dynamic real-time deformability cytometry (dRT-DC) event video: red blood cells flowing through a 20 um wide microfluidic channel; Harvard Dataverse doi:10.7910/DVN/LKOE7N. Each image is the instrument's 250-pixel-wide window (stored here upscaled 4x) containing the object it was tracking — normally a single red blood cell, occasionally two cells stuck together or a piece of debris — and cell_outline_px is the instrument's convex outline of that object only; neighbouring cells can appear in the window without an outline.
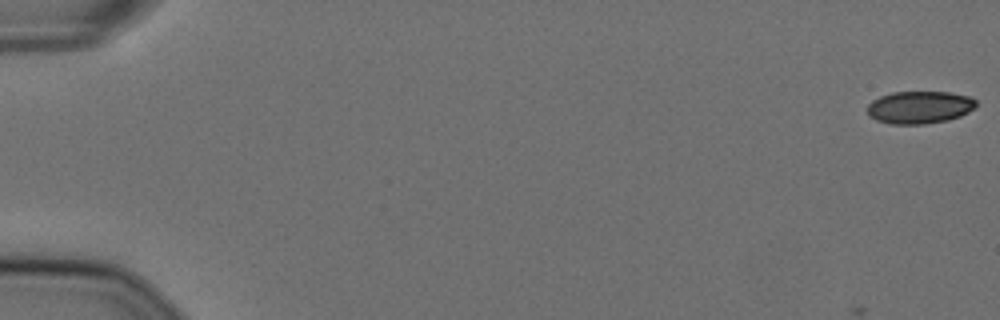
{"species": "Egyptian fruit bat (a non-hibernating species)", "species_latin": "Rousettus aegyptiacus", "temperature_condition": "cold", "stored_images_in_passage": 19, "camera_frame_rate_fps": 3000, "um_per_image_px": 0.085, "animal": {"sex": "female"}, "frame": {"image": 1, "passage_image": 1, "time_ms": 0.0, "image_size_px": [1000, 320], "cell_outline_px": [[976, 104], [968, 112], [960, 116], [948, 120], [924, 124], [888, 124], [876, 120], [868, 116], [868, 104], [872, 100], [880, 96], [892, 92], [948, 92], [968, 96], [976, 100]], "centroid_in_image_um": [78.12, 9.12], "position_along_channel_um": 6.9, "area_um2": 20.63}}
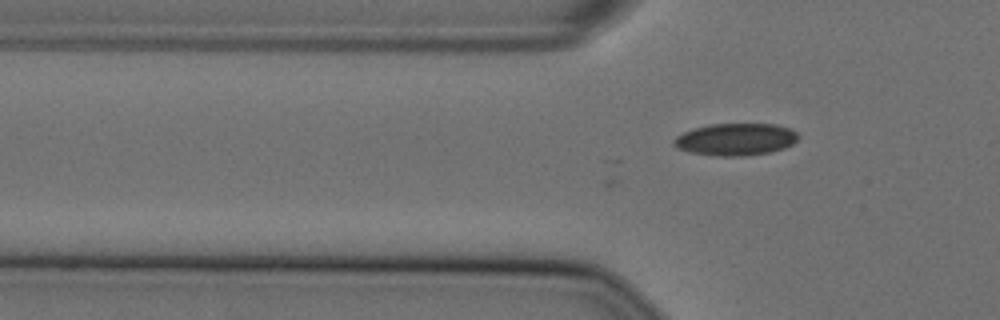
{"frame": {"image": 2, "passage_image": 19, "time_ms": 6.0, "image_size_px": [1000, 320], "cell_outline_px": [[800, 136], [792, 144], [784, 148], [768, 152], [744, 156], [716, 156], [688, 152], [676, 148], [672, 144], [672, 140], [676, 136], [684, 132], [708, 124], [776, 124], [792, 128]], "centroid_in_image_um": [62.52, 11.84], "position_along_channel_um": 63.3, "area_um2": 23.47}}